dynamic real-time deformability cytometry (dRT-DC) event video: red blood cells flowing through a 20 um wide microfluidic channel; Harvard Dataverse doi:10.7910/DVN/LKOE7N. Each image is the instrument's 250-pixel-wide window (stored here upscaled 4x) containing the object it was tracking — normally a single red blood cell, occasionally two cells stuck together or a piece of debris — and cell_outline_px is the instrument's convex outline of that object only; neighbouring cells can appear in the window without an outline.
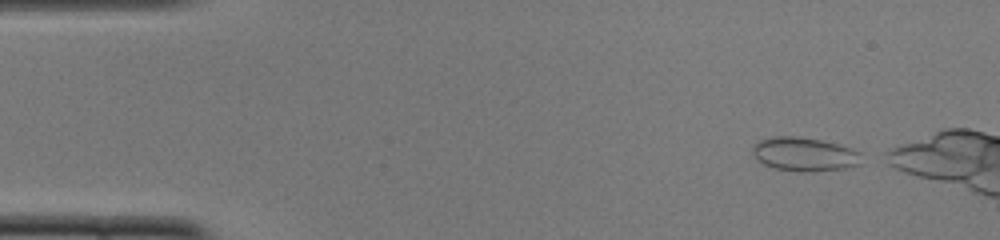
{"species": "common noctule bat (a hibernating species)", "species_latin": "Nyctalus noctula", "temperature_condition": "cold", "stored_images_in_passage": 11, "camera_frame_rate_fps": 3000, "um_per_image_px": 0.085, "animal": {"sex": "female", "body_mass_g": 22.0, "forearm_length_mm": 56.7}, "frame": {"image": 1, "passage_image": 2, "time_ms": 0.333, "image_size_px": [1000, 240], "cell_outline_px": [[860, 164], [844, 168], [812, 172], [800, 172], [776, 168], [764, 164], [752, 152], [752, 148], [760, 140], [772, 136], [800, 136], [820, 140], [852, 148], [860, 152]], "centroid_in_image_um": [68.38, 13.11], "position_along_channel_um": 16.6, "area_um2": 21.27}}